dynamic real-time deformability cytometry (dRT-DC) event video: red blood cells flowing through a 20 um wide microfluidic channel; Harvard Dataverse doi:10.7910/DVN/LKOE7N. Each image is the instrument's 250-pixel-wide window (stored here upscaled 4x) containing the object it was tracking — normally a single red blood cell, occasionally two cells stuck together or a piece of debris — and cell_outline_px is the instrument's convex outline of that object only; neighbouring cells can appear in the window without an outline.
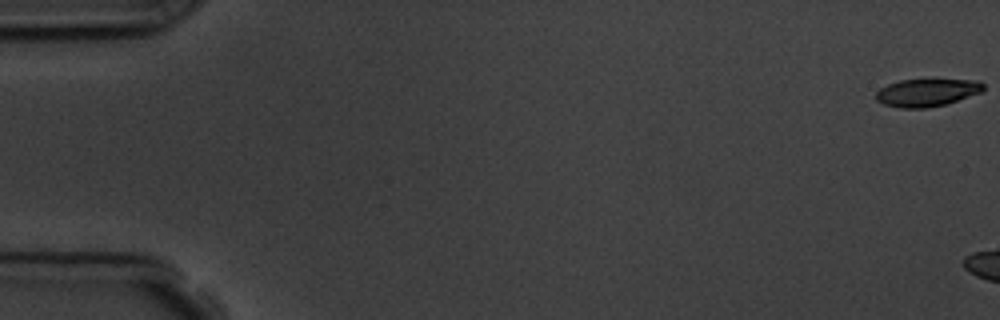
{"species": "common noctule bat (a hibernating species)", "species_latin": "Nyctalus noctula", "temperature_condition": "room temperature", "stored_images_in_passage": 3, "camera_frame_rate_fps": 3000, "um_per_image_px": 0.085, "animal": {"sex": "male", "body_mass_g": 19.5, "forearm_length_mm": 54.6}, "frame": {"image": 1, "passage_image": 1, "time_ms": 0.0, "image_size_px": [1000, 320], "cell_outline_px": [[984, 88], [980, 92], [944, 104], [928, 108], [900, 108], [884, 104], [876, 100], [876, 92], [880, 88], [888, 84], [900, 80], [980, 80], [984, 84]], "centroid_in_image_um": [78.75, 7.87], "position_along_channel_um": 6.2, "area_um2": 17.05}}